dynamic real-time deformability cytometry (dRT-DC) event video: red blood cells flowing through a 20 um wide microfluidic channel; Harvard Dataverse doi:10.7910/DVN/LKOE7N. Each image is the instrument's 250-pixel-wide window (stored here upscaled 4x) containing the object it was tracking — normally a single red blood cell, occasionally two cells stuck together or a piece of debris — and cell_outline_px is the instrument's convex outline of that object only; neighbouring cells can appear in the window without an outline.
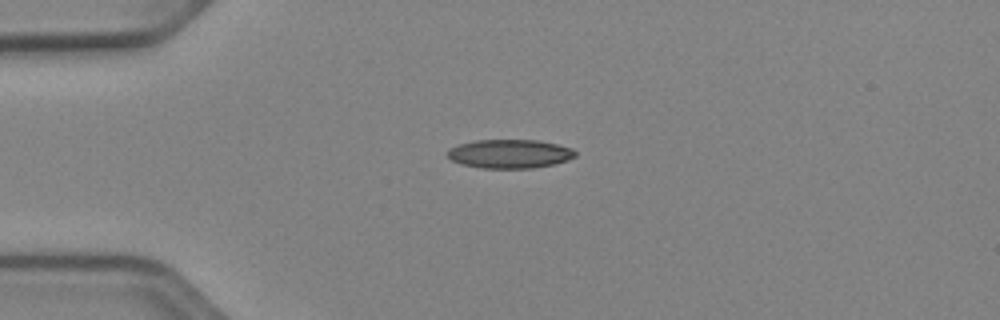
{"species": "Egyptian fruit bat (a non-hibernating species)", "species_latin": "Rousettus aegyptiacus", "temperature_condition": "cold", "stored_images_in_passage": 33, "camera_frame_rate_fps": 3000, "um_per_image_px": 0.085, "animal": {"sex": "female"}, "frame": {"image": 1, "passage_image": 1, "time_ms": 0.0, "image_size_px": [1000, 320], "cell_outline_px": [[576, 156], [568, 160], [552, 164], [532, 168], [480, 168], [460, 164], [452, 160], [448, 156], [448, 148], [460, 144], [476, 140], [536, 140], [556, 144], [572, 148], [576, 152]], "centroid_in_image_um": [43.31, 13.07], "position_along_channel_um": 41.7, "area_um2": 21.39}}
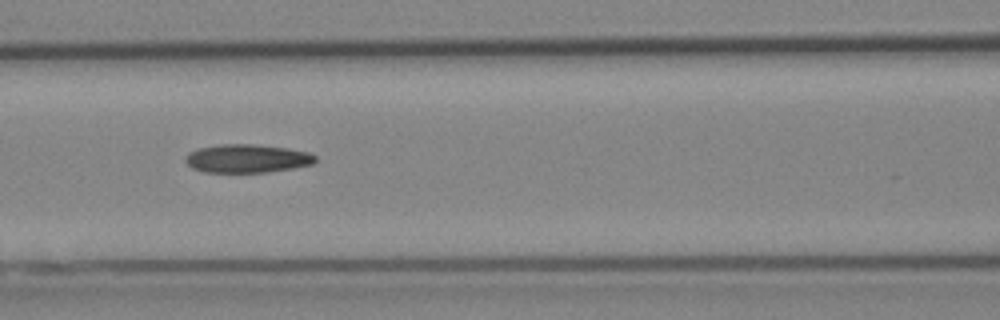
{"frame": {"image": 2, "passage_image": 11, "time_ms": 3.333, "image_size_px": [1000, 320], "cell_outline_px": [[316, 160], [312, 164], [292, 168], [268, 172], [204, 172], [192, 168], [184, 160], [188, 152], [200, 148], [220, 144], [252, 144], [288, 148], [308, 152], [316, 156]], "centroid_in_image_um": [20.99, 13.47], "position_along_channel_um": 145.6, "area_um2": 21.44}}
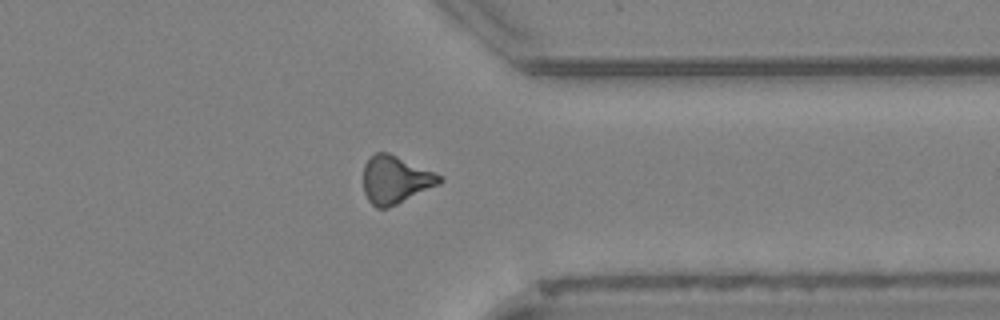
{"frame": {"image": 3, "passage_image": 29, "time_ms": 9.333, "image_size_px": [1000, 320], "cell_outline_px": [[444, 180], [440, 184], [388, 208], [376, 208], [368, 200], [364, 192], [364, 164], [376, 152], [388, 152], [444, 176]], "centroid_in_image_um": [33.63, 15.28], "position_along_channel_um": 377.8, "area_um2": 21.15}}